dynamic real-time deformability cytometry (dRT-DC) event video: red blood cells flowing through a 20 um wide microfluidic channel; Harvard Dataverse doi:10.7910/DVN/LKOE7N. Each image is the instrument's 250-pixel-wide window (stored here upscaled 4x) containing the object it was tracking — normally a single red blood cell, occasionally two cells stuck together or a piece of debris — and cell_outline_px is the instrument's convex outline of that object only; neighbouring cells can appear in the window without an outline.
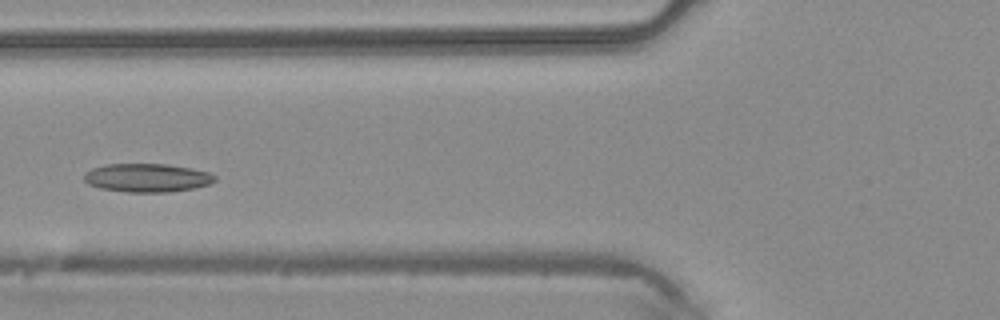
{"species": "common noctule bat (a hibernating species)", "species_latin": "Nyctalus noctula", "temperature_condition": "warm", "stored_images_in_passage": 3, "camera_frame_rate_fps": 3000, "um_per_image_px": 0.085, "animal": {"sex": "male", "body_mass_g": 20.4}, "frame": {"image": 1, "passage_image": 3, "time_ms": 0.667, "image_size_px": [1000, 320], "cell_outline_px": [[216, 180], [208, 184], [192, 188], [168, 192], [128, 192], [100, 188], [88, 184], [84, 180], [84, 176], [92, 168], [108, 164], [168, 164], [192, 168], [208, 172], [216, 176]], "centroid_in_image_um": [12.51, 15.11], "position_along_channel_um": 113.3, "area_um2": 21.56}}